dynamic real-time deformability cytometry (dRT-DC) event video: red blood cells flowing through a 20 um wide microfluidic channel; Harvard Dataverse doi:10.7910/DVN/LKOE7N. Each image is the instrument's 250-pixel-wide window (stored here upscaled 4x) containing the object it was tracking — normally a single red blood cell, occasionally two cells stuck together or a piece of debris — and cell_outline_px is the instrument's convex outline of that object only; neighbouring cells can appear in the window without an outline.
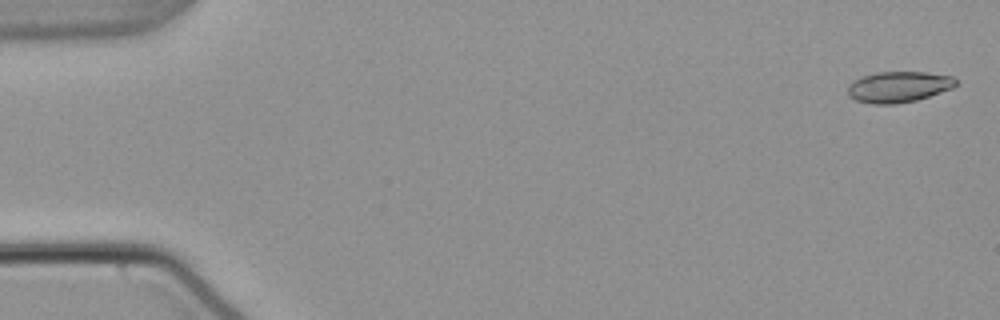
{"species": "common noctule bat (a hibernating species)", "species_latin": "Nyctalus noctula", "temperature_condition": "warm", "stored_images_in_passage": 53, "camera_frame_rate_fps": 3000, "um_per_image_px": 0.085, "animal": {"sex": "male", "body_mass_g": 21.5, "forearm_length_mm": 52.0}, "frame": {"image": 1, "passage_image": 1, "time_ms": 0.0, "image_size_px": [1000, 320], "cell_outline_px": [[956, 84], [952, 88], [916, 100], [896, 104], [872, 104], [856, 100], [848, 96], [848, 88], [856, 80], [864, 76], [876, 72], [924, 72], [952, 76], [956, 80]], "centroid_in_image_um": [76.38, 7.39], "position_along_channel_um": 8.6, "area_um2": 19.19}}
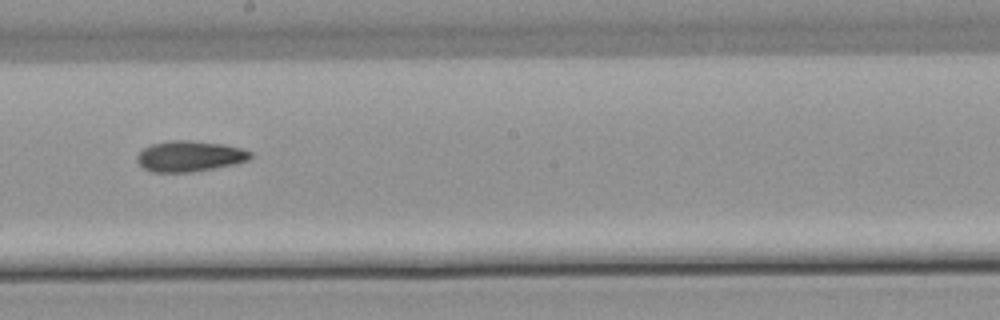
{"frame": {"image": 2, "passage_image": 30, "time_ms": 9.667, "image_size_px": [1000, 320], "cell_outline_px": [[252, 156], [248, 160], [232, 164], [212, 168], [188, 172], [152, 172], [144, 168], [136, 160], [136, 156], [144, 148], [152, 144], [172, 140], [188, 140], [224, 144], [244, 148], [252, 152]], "centroid_in_image_um": [16.12, 13.26], "position_along_channel_um": 232.1, "area_um2": 20.17}}
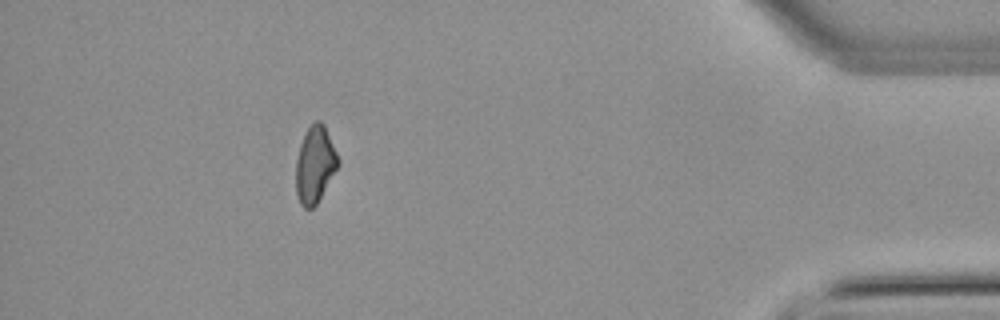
{"frame": {"image": 3, "passage_image": 48, "time_ms": 15.667, "image_size_px": [1000, 320], "cell_outline_px": [[340, 164], [316, 204], [312, 208], [304, 208], [300, 204], [296, 192], [296, 160], [300, 144], [308, 128], [316, 120], [320, 120], [324, 124], [340, 160]], "centroid_in_image_um": [26.78, 13.99], "position_along_channel_um": 408.4, "area_um2": 18.73}, "authors_computed_cell_mechanics": {"area_um2": 19.5364, "velocity_mm_per_s": 3.8397, "shape_relaxation_time_tau1_ms": null, "shape_relaxation_time_tau2_ms": 8.5149, "deformation_change_tau1": null, "deformation_change_tau2": 0.1577}}